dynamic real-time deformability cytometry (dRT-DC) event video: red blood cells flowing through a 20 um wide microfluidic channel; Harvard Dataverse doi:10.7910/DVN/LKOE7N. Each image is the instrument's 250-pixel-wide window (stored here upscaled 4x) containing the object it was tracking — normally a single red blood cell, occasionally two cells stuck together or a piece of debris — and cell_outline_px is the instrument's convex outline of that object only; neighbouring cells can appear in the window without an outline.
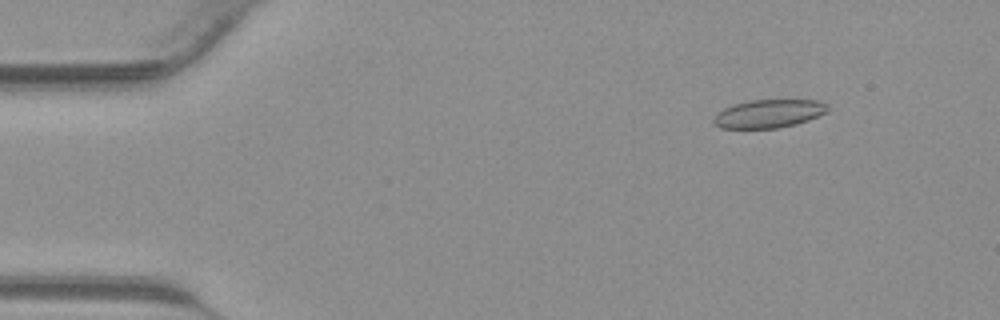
{"species": "common noctule bat (a hibernating species)", "species_latin": "Nyctalus noctula", "temperature_condition": "warm", "stored_images_in_passage": 42, "camera_frame_rate_fps": 3000, "um_per_image_px": 0.085, "animal": {"sex": "male", "body_mass_g": 23.1, "forearm_length_mm": 52.7}, "frame": {"image": 1, "passage_image": 5, "time_ms": 1.333, "image_size_px": [1000, 320], "cell_outline_px": [[828, 112], [808, 120], [796, 124], [776, 128], [720, 128], [712, 120], [724, 108], [748, 100], [816, 100], [828, 104]], "centroid_in_image_um": [65.39, 9.66], "position_along_channel_um": 19.6, "area_um2": 18.61}}
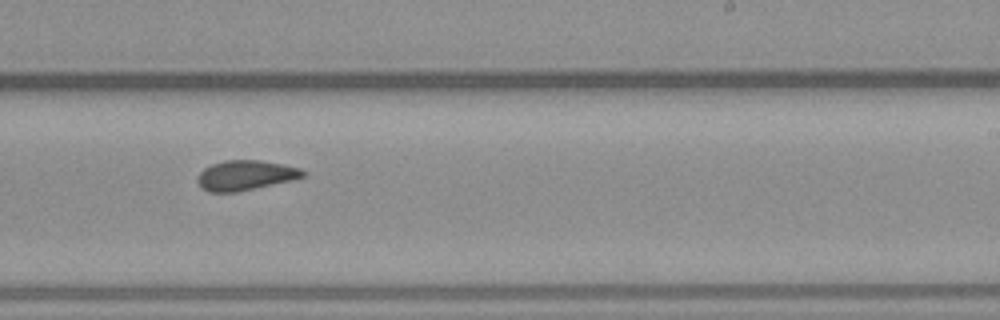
{"frame": {"image": 2, "passage_image": 26, "time_ms": 8.333, "image_size_px": [1000, 320], "cell_outline_px": [[304, 176], [288, 180], [236, 192], [208, 192], [200, 188], [196, 180], [200, 172], [204, 168], [212, 164], [224, 160], [260, 160], [300, 168], [304, 172]], "centroid_in_image_um": [20.77, 14.9], "position_along_channel_um": 268.2, "area_um2": 18.03}}
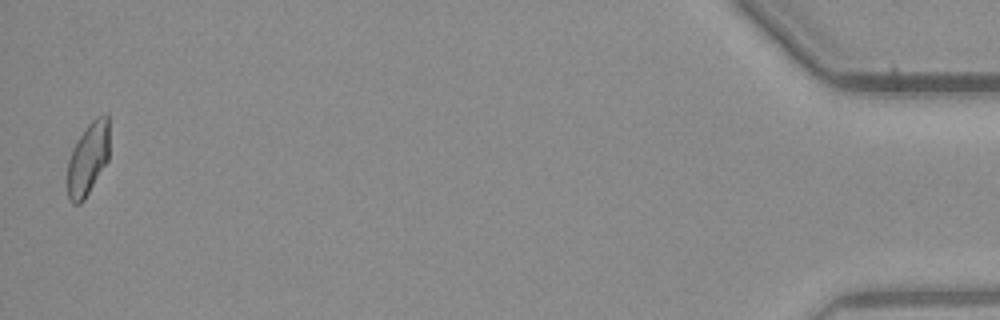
{"frame": {"image": 3, "passage_image": 42, "time_ms": 13.667, "image_size_px": [1000, 320], "cell_outline_px": [[108, 160], [84, 200], [80, 204], [72, 204], [68, 200], [68, 160], [72, 148], [76, 140], [88, 124], [96, 116], [108, 112]], "centroid_in_image_um": [7.47, 13.48], "position_along_channel_um": 427.7, "area_um2": 17.8}}